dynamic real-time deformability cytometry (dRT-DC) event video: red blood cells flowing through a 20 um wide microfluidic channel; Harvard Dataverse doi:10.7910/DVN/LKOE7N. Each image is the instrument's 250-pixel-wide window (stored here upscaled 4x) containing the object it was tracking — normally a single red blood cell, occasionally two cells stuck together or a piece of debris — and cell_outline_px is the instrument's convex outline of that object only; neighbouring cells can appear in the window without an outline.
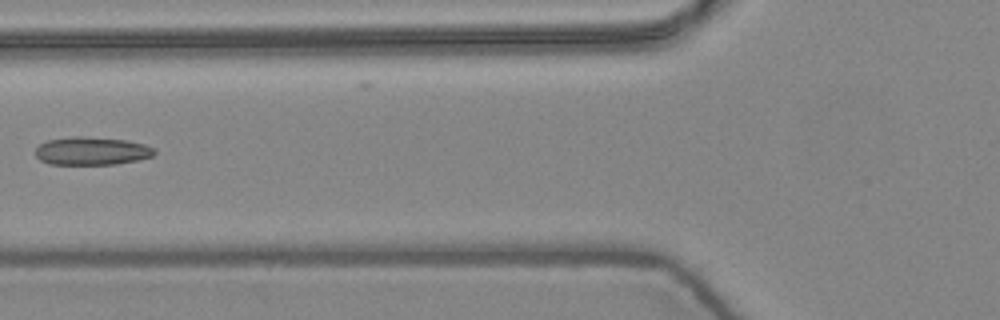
{"species": "common noctule bat (a hibernating species)", "species_latin": "Nyctalus noctula", "temperature_condition": "warm", "stored_images_in_passage": 6, "camera_frame_rate_fps": 3000, "um_per_image_px": 0.085, "animal": {"sex": "female", "body_mass_g": 24.6, "forearm_length_mm": 56.2}, "frame": {"image": 1, "passage_image": 6, "time_ms": 1.667, "image_size_px": [1000, 320], "cell_outline_px": [[156, 152], [152, 156], [136, 160], [116, 164], [48, 164], [40, 160], [36, 156], [36, 148], [40, 144], [48, 140], [72, 136], [80, 136], [128, 140], [144, 144], [156, 148]], "centroid_in_image_um": [7.8, 12.83], "position_along_channel_um": 118.0, "area_um2": 19.48}}